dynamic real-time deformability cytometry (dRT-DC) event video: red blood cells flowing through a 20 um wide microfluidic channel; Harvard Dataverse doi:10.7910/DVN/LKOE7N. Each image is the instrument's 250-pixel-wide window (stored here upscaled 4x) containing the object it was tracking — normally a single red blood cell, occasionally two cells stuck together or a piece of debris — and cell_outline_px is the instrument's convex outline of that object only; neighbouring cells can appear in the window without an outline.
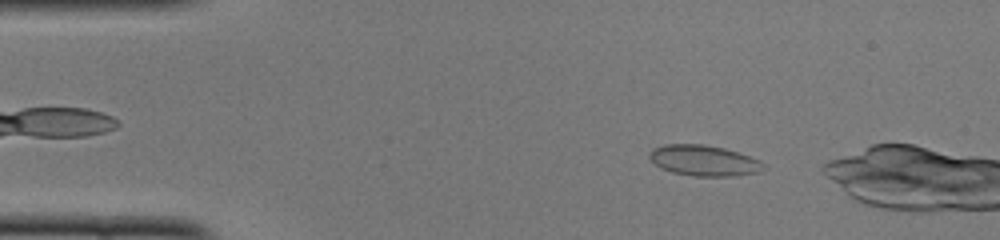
{"species": "common noctule bat (a hibernating species)", "species_latin": "Nyctalus noctula", "temperature_condition": "cold", "stored_images_in_passage": 11, "camera_frame_rate_fps": 3000, "um_per_image_px": 0.085, "animal": {"sex": "female", "body_mass_g": 22.0, "forearm_length_mm": 56.7}, "frame": {"image": 1, "passage_image": 7, "time_ms": 2.0, "image_size_px": [1000, 240], "cell_outline_px": [[768, 168], [756, 172], [736, 176], [692, 176], [672, 172], [660, 168], [648, 156], [648, 152], [652, 148], [664, 144], [704, 144], [724, 148], [760, 160]], "centroid_in_image_um": [59.81, 13.64], "position_along_channel_um": 25.2, "area_um2": 20.52}}